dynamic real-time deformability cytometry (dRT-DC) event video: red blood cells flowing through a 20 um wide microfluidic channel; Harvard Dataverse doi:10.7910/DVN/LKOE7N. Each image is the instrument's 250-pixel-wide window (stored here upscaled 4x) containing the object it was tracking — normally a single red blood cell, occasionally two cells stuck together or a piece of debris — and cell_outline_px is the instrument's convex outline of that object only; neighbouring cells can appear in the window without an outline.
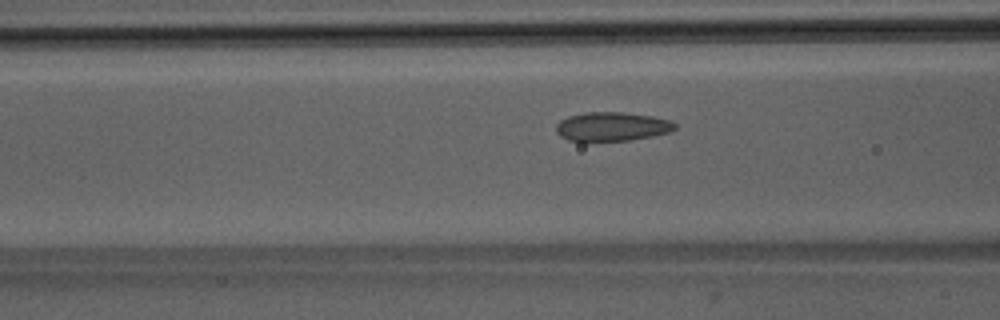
{"species": "Egyptian fruit bat (a non-hibernating species)", "species_latin": "Rousettus aegyptiacus", "temperature_condition": "room temperature", "stored_images_in_passage": 42, "camera_frame_rate_fps": 3000, "um_per_image_px": 0.085, "animal": {"sex": "male"}, "frame": {"image": 1, "passage_image": 11, "time_ms": 3.333, "image_size_px": [1000, 320], "cell_outline_px": [[676, 128], [668, 132], [652, 136], [628, 140], [584, 144], [568, 140], [560, 136], [556, 132], [556, 124], [560, 120], [568, 116], [584, 112], [620, 112], [652, 116], [668, 120], [676, 124]], "centroid_in_image_um": [51.92, 10.8], "position_along_channel_um": 114.7, "area_um2": 20.63}}
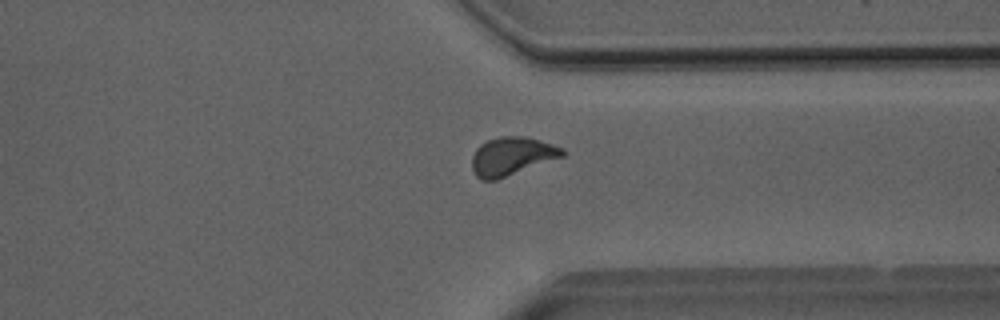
{"frame": {"image": 2, "passage_image": 30, "time_ms": 9.667, "image_size_px": [1000, 320], "cell_outline_px": [[564, 156], [496, 180], [480, 180], [476, 176], [472, 168], [472, 156], [476, 148], [480, 144], [488, 140], [500, 136], [528, 136], [564, 148]], "centroid_in_image_um": [43.49, 13.27], "position_along_channel_um": 367.9, "area_um2": 20.23}}
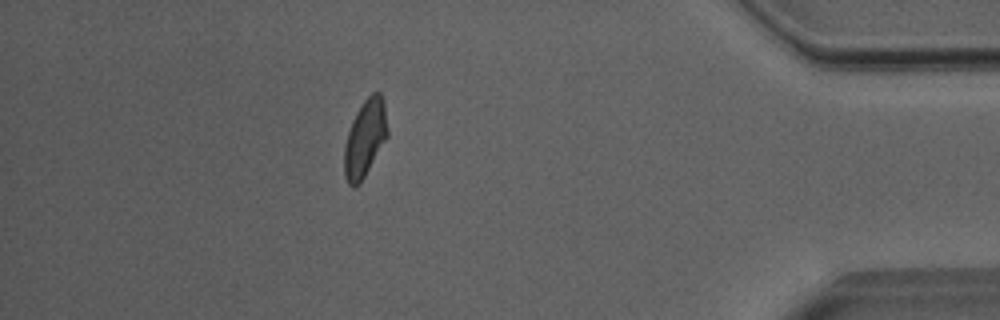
{"frame": {"image": 3, "passage_image": 36, "time_ms": 11.667, "image_size_px": [1000, 320], "cell_outline_px": [[388, 136], [360, 184], [352, 188], [348, 184], [344, 176], [344, 148], [348, 132], [352, 120], [360, 104], [372, 92], [380, 92], [384, 100], [388, 132]], "centroid_in_image_um": [31.02, 11.76], "position_along_channel_um": 404.2, "area_um2": 19.59}, "authors_computed_cell_mechanics": {"area_um2": 19.4497, "velocity_mm_per_s": 4.0035, "shape_relaxation_time_tau1_ms": 4.4104, "shape_relaxation_time_tau2_ms": 0.9403, "deformation_change_tau1": 0.1096, "deformation_change_tau2": 0.0471}}